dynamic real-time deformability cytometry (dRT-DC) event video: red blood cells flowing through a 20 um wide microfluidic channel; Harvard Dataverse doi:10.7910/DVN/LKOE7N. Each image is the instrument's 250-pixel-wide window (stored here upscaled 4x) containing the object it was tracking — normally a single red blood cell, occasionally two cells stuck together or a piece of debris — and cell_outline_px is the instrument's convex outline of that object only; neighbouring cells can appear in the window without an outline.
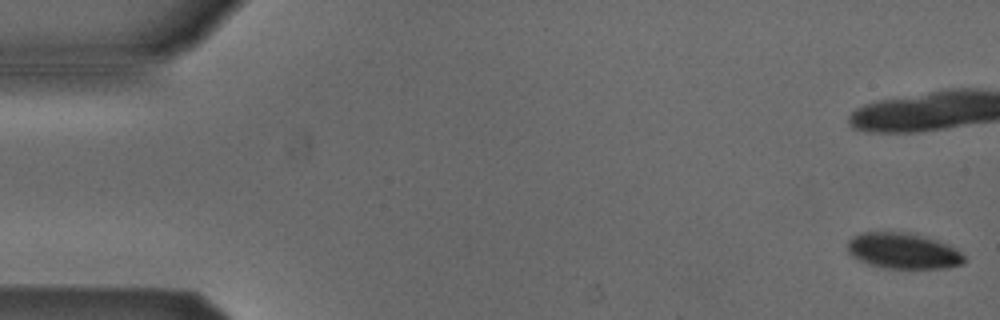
{"species": "Egyptian fruit bat (a non-hibernating species)", "species_latin": "Rousettus aegyptiacus", "temperature_condition": "cold", "stored_images_in_passage": 20, "camera_frame_rate_fps": 3000, "um_per_image_px": 0.085, "animal": {"sex": "male"}, "frame": {"image": 1, "passage_image": 1, "time_ms": 0.0, "image_size_px": [1000, 320], "cell_outline_px": [[964, 264], [948, 268], [884, 268], [868, 264], [852, 256], [848, 252], [848, 240], [852, 236], [860, 232], [908, 232], [936, 240], [948, 244], [960, 252], [964, 256]], "centroid_in_image_um": [76.75, 21.32], "position_along_channel_um": 8.2, "area_um2": 24.39}}